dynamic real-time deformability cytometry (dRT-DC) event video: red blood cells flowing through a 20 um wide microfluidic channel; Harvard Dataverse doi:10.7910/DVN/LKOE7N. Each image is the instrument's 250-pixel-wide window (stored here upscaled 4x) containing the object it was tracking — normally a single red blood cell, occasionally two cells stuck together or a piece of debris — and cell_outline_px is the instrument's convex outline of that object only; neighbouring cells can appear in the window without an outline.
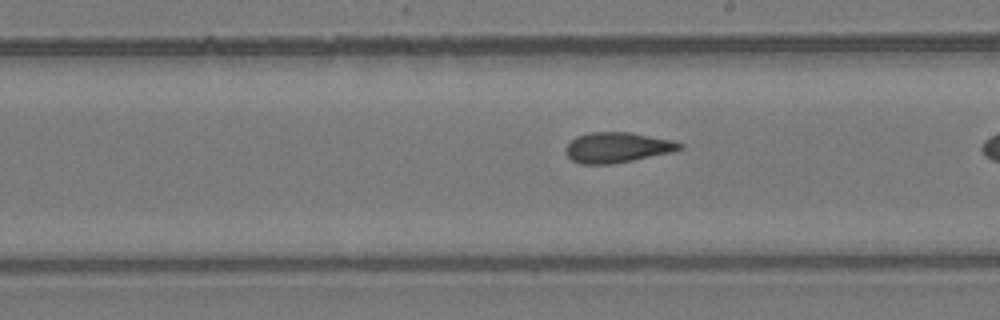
{"species": "common noctule bat (a hibernating species)", "species_latin": "Nyctalus noctula", "temperature_condition": "room temperature", "stored_images_in_passage": 28, "camera_frame_rate_fps": 3000, "um_per_image_px": 0.085, "animal": {"sex": "female", "body_mass_g": 24.6, "forearm_length_mm": 56.2}, "frame": {"image": 1, "passage_image": 17, "time_ms": 5.333, "image_size_px": [1000, 320], "cell_outline_px": [[676, 148], [640, 156], [620, 160], [580, 160], [572, 156], [568, 152], [572, 144], [576, 140], [584, 136], [636, 136], [676, 144]], "centroid_in_image_um": [52.36, 12.54], "position_along_channel_um": 236.6, "area_um2": 14.28}}
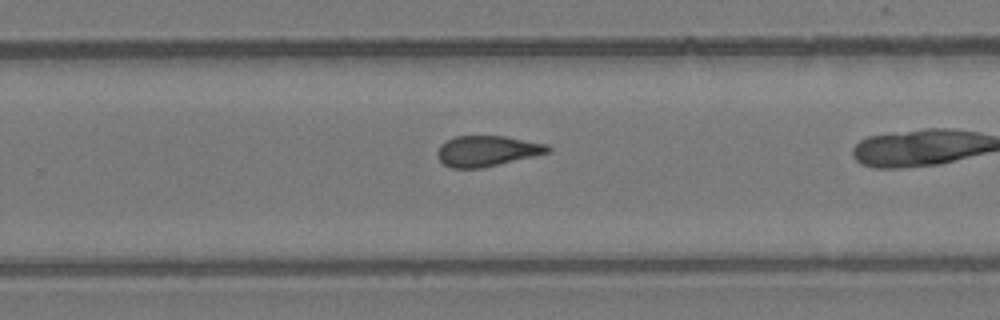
{"frame": {"image": 2, "passage_image": 21, "time_ms": 6.667, "image_size_px": [1000, 320], "cell_outline_px": [[548, 148], [540, 152], [488, 164], [448, 164], [440, 156], [440, 152], [452, 140], [464, 136], [488, 136], [512, 140], [532, 144]], "centroid_in_image_um": [41.28, 12.77], "position_along_channel_um": 288.5, "area_um2": 15.14}}
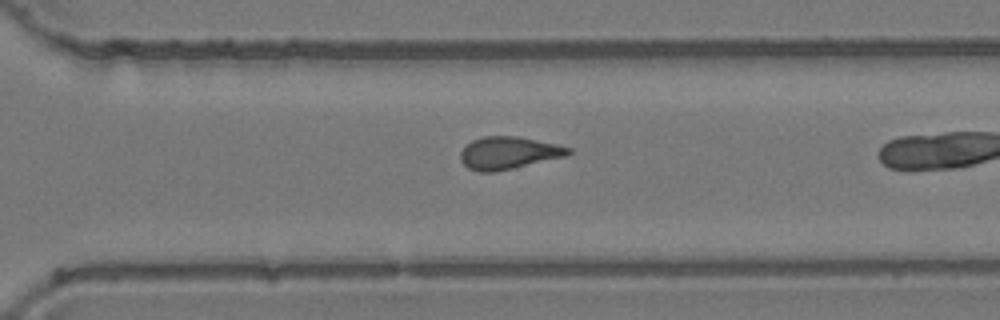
{"frame": {"image": 3, "passage_image": 24, "time_ms": 7.667, "image_size_px": [1000, 320], "cell_outline_px": [[568, 152], [504, 168], [472, 168], [464, 160], [464, 152], [472, 144], [480, 140], [524, 140], [564, 148]], "centroid_in_image_um": [43.13, 13.02], "position_along_channel_um": 327.5, "area_um2": 15.09}}